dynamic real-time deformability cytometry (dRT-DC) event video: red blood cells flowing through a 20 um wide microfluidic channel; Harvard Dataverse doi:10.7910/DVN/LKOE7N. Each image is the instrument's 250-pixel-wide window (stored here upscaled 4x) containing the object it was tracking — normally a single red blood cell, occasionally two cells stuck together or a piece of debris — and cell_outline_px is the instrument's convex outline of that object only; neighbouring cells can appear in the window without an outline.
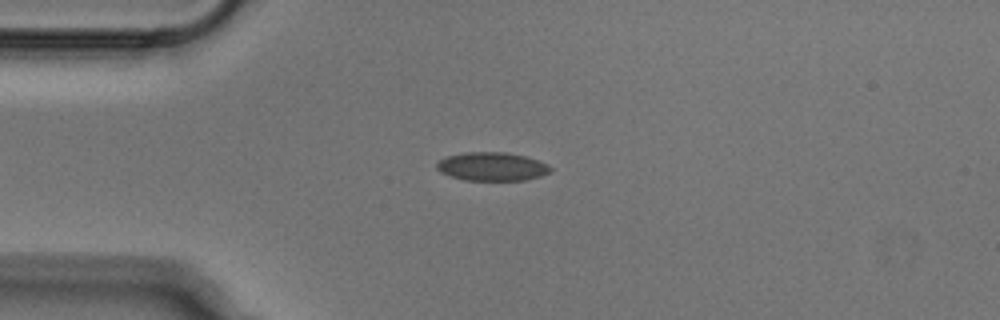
{"species": "Egyptian fruit bat (a non-hibernating species)", "species_latin": "Rousettus aegyptiacus", "temperature_condition": "cold", "stored_images_in_passage": 44, "camera_frame_rate_fps": 3000, "um_per_image_px": 0.085, "animal": {"sex": "male"}, "frame": {"image": 1, "passage_image": 5, "time_ms": 1.333, "image_size_px": [1000, 320], "cell_outline_px": [[552, 168], [548, 172], [540, 176], [524, 180], [464, 180], [440, 172], [436, 168], [436, 164], [444, 156], [464, 152], [504, 152], [524, 156], [548, 164]], "centroid_in_image_um": [41.77, 14.15], "position_along_channel_um": 43.2, "area_um2": 18.79}}
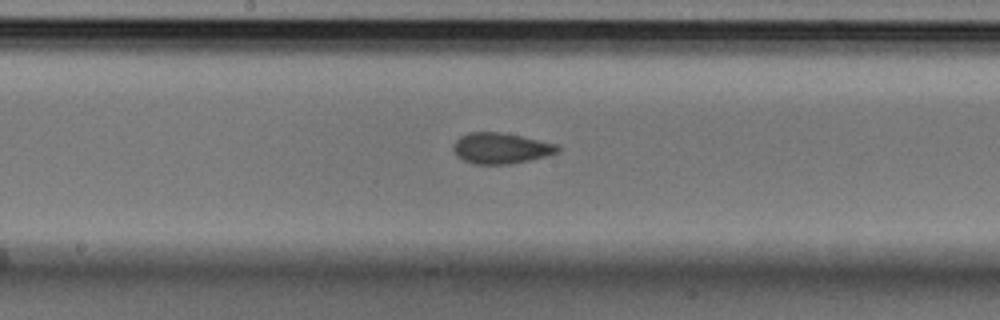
{"frame": {"image": 2, "passage_image": 19, "time_ms": 6.0, "image_size_px": [1000, 320], "cell_outline_px": [[560, 152], [548, 156], [508, 164], [472, 164], [456, 156], [452, 152], [452, 144], [460, 136], [468, 132], [500, 132], [520, 136], [556, 144], [560, 148]], "centroid_in_image_um": [42.53, 12.6], "position_along_channel_um": 205.7, "area_um2": 18.84}}
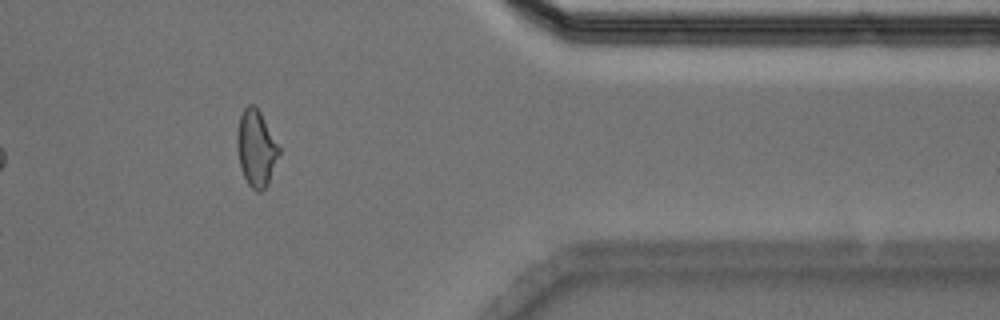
{"frame": {"image": 3, "passage_image": 35, "time_ms": 11.333, "image_size_px": [1000, 320], "cell_outline_px": [[280, 152], [268, 184], [260, 192], [256, 192], [248, 184], [240, 168], [236, 148], [236, 136], [240, 116], [244, 108], [248, 104], [252, 104], [260, 112], [280, 148]], "centroid_in_image_um": [21.75, 12.62], "position_along_channel_um": 389.6, "area_um2": 18.61}}